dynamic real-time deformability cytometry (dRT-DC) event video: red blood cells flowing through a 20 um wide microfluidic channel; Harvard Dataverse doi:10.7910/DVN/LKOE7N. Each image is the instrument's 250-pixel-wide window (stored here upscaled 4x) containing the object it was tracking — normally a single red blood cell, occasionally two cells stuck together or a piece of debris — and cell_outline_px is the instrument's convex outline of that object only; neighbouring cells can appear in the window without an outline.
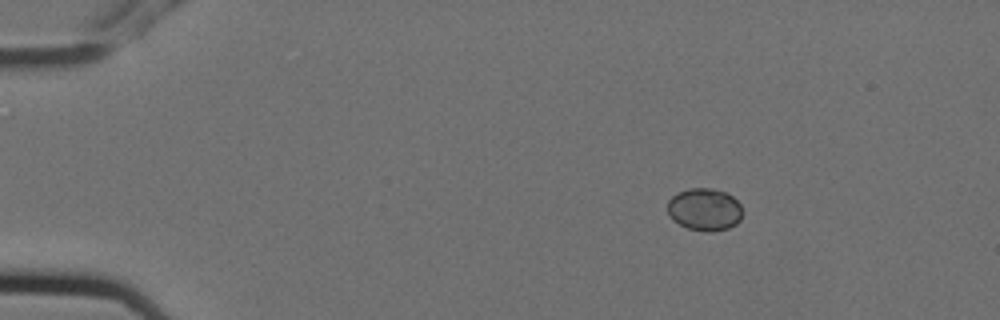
{"species": "Egyptian fruit bat (a non-hibernating species)", "species_latin": "Rousettus aegyptiacus", "temperature_condition": "cold", "stored_images_in_passage": 5, "camera_frame_rate_fps": 3000, "um_per_image_px": 0.085, "animal": {"sex": "female"}, "frame": {"image": 1, "passage_image": 1, "time_ms": 0.0, "image_size_px": [1000, 320], "cell_outline_px": [[744, 212], [740, 220], [736, 224], [728, 228], [712, 232], [704, 232], [688, 228], [672, 220], [668, 216], [668, 200], [676, 192], [688, 188], [712, 188], [724, 192], [732, 196], [740, 204]], "centroid_in_image_um": [59.88, 17.8], "position_along_channel_um": 25.1, "area_um2": 18.84}}
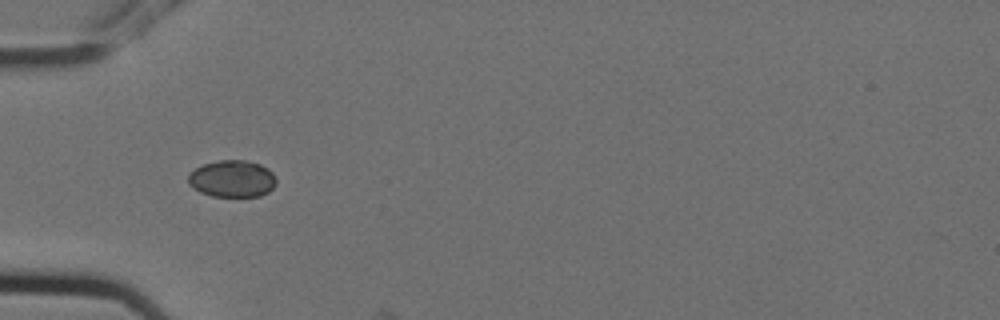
{"frame": {"image": 2, "passage_image": 4, "time_ms": 1.0, "image_size_px": [1000, 320], "cell_outline_px": [[276, 184], [268, 192], [260, 196], [212, 196], [200, 192], [192, 188], [188, 184], [188, 172], [204, 164], [220, 160], [244, 160], [260, 164], [268, 168], [272, 172], [276, 180]], "centroid_in_image_um": [19.72, 15.19], "position_along_channel_um": 65.3, "area_um2": 19.02}}